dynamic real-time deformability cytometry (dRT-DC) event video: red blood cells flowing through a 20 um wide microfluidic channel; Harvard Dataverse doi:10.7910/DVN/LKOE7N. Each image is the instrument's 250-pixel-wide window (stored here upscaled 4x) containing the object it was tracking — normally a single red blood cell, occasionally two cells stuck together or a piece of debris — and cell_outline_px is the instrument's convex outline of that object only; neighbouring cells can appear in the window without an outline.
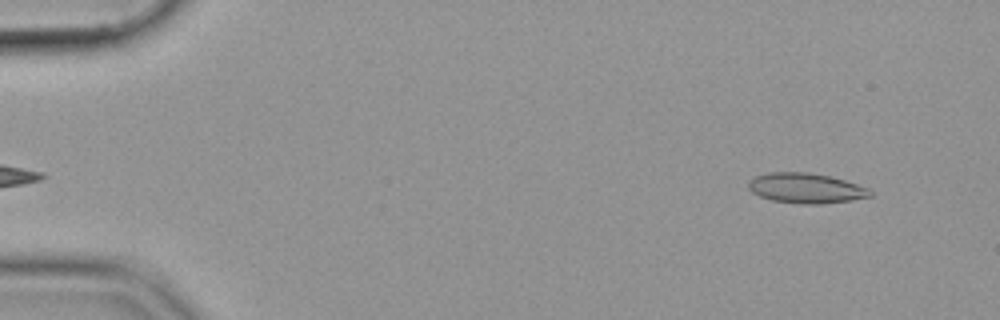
{"species": "common noctule bat (a hibernating species)", "species_latin": "Nyctalus noctula", "temperature_condition": "cold", "stored_images_in_passage": 53, "camera_frame_rate_fps": 3000, "um_per_image_px": 0.085, "animal": {"sex": "female", "body_mass_g": 19.9}, "frame": {"image": 1, "passage_image": 3, "time_ms": 0.667, "image_size_px": [1000, 320], "cell_outline_px": [[872, 196], [852, 200], [820, 204], [800, 204], [772, 200], [760, 196], [752, 192], [748, 188], [748, 180], [756, 176], [768, 172], [808, 172], [832, 176], [868, 188], [872, 192]], "centroid_in_image_um": [68.49, 15.99], "position_along_channel_um": 16.5, "area_um2": 21.44}}
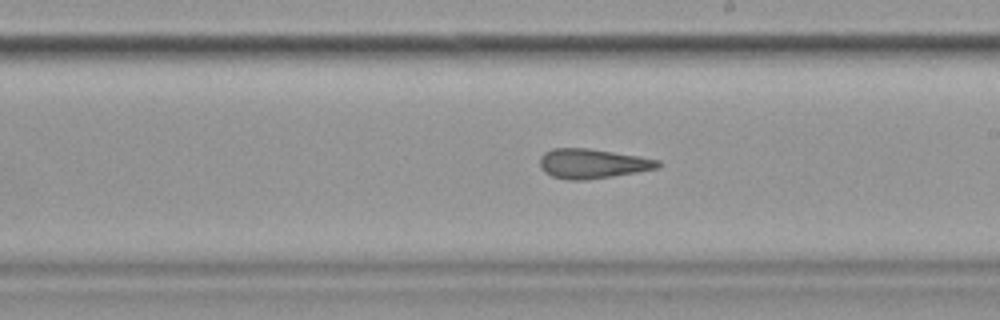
{"frame": {"image": 2, "passage_image": 30, "time_ms": 9.667, "image_size_px": [1000, 320], "cell_outline_px": [[664, 164], [660, 168], [588, 180], [568, 180], [552, 176], [544, 172], [540, 168], [540, 156], [544, 152], [552, 148], [588, 148], [640, 156], [660, 160]], "centroid_in_image_um": [50.38, 13.9], "position_along_channel_um": 238.6, "area_um2": 20.63}}
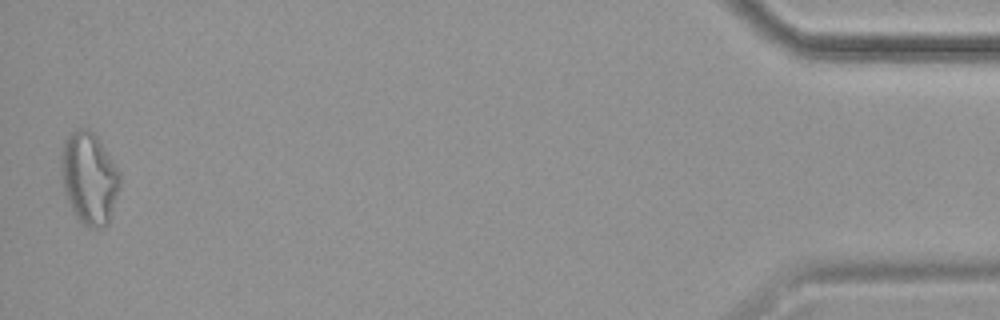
{"frame": {"image": 3, "passage_image": 52, "time_ms": 17.0, "image_size_px": [1000, 320], "cell_outline_px": [[120, 184], [108, 224], [104, 228], [88, 228], [76, 216], [64, 192], [60, 176], [60, 156], [64, 140], [72, 132], [80, 128], [84, 128], [92, 132], [100, 140], [120, 172]], "centroid_in_image_um": [7.56, 15.14], "position_along_channel_um": 427.6, "area_um2": 31.56}}